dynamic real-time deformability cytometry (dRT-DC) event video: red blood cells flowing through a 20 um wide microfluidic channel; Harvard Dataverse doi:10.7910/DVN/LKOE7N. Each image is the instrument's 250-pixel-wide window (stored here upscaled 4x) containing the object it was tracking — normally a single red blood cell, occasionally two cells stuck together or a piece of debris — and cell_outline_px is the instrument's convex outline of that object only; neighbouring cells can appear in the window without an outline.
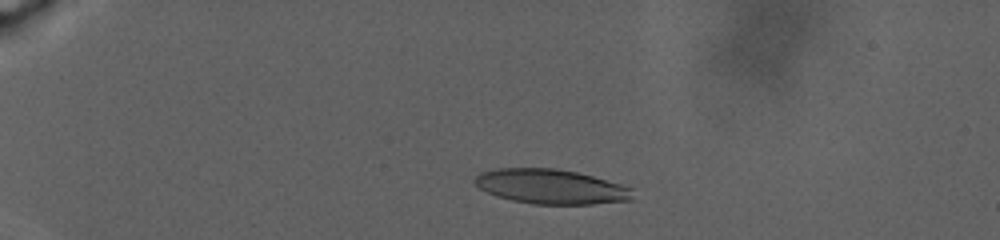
{"species": "human", "species_latin": "Homo sapiens", "temperature_condition": "warm", "stored_images_in_passage": 99, "camera_frame_rate_fps": 3000, "um_per_image_px": 0.085, "donor": {"sex": "male"}, "frame": {"image": 1, "passage_image": 31, "time_ms": 6.0, "image_size_px": [1000, 240], "cell_outline_px": [[632, 200], [592, 204], [532, 204], [512, 200], [496, 196], [480, 188], [472, 180], [480, 172], [496, 168], [556, 168], [576, 172], [592, 176], [620, 184], [632, 188]], "centroid_in_image_um": [46.8, 15.86], "position_along_channel_um": 38.2, "area_um2": 31.85}}
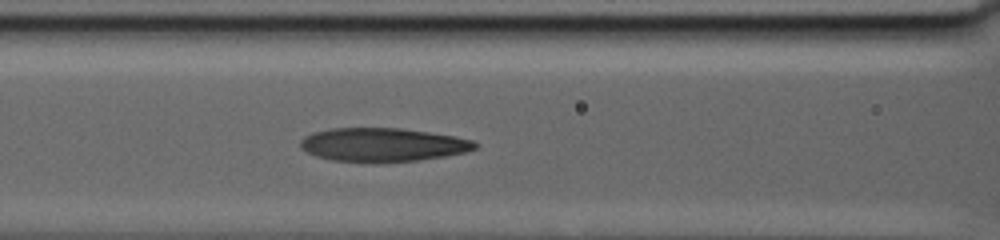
{"frame": {"image": 2, "passage_image": 70, "time_ms": 13.667, "image_size_px": [1000, 240], "cell_outline_px": [[480, 144], [476, 148], [464, 152], [444, 156], [420, 160], [332, 160], [316, 156], [300, 148], [300, 140], [304, 136], [312, 132], [332, 128], [400, 128], [428, 132], [452, 136], [472, 140]], "centroid_in_image_um": [32.51, 12.27], "position_along_channel_um": 134.1, "area_um2": 33.35}}
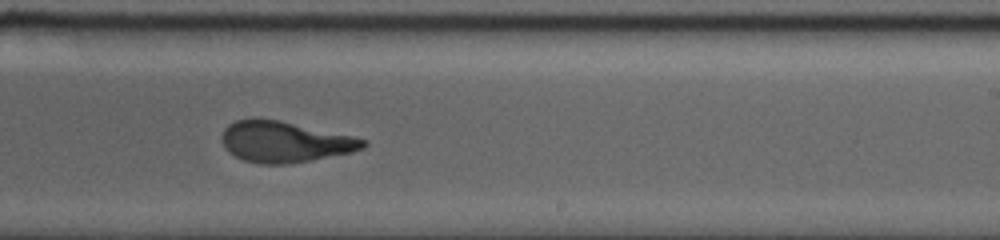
{"frame": {"image": 3, "passage_image": 98, "time_ms": 19.333, "image_size_px": [1000, 240], "cell_outline_px": [[368, 144], [364, 148], [352, 152], [308, 160], [284, 164], [260, 164], [244, 160], [228, 152], [224, 148], [220, 136], [224, 128], [228, 124], [236, 120], [252, 116], [256, 116], [280, 120], [352, 136], [368, 140]], "centroid_in_image_um": [24.14, 12.02], "position_along_channel_um": 264.9, "area_um2": 34.04}}